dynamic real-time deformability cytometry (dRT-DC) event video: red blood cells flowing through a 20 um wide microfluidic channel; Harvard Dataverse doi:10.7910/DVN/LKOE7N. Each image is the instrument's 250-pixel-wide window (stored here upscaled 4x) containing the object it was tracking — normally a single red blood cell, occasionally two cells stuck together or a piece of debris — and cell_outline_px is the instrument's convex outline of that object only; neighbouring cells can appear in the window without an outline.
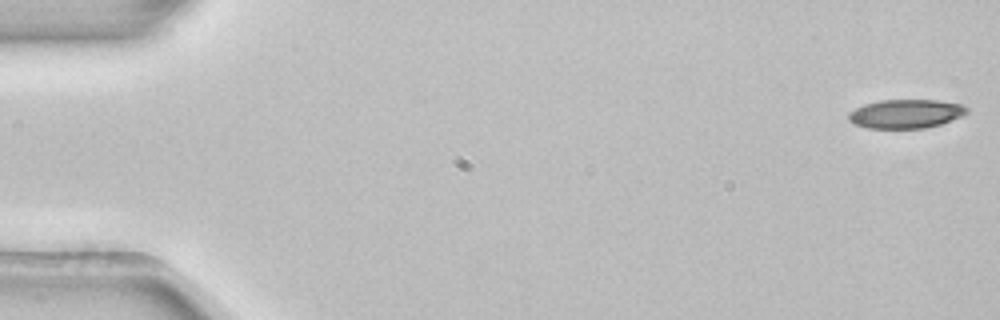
{"species": "common noctule bat (a hibernating species)", "species_latin": "Nyctalus noctula", "temperature_condition": "room temperature", "stored_images_in_passage": 4, "camera_frame_rate_fps": 3000, "um_per_image_px": 0.085, "animal": {"sex": "female", "body_mass_g": 22.7, "forearm_length_mm": 54.2}, "frame": {"image": 1, "passage_image": 1, "time_ms": 0.0, "image_size_px": [1000, 320], "cell_outline_px": [[968, 112], [960, 116], [940, 124], [924, 128], [868, 128], [856, 124], [848, 120], [848, 112], [864, 104], [880, 100], [936, 100], [960, 104], [968, 108]], "centroid_in_image_um": [76.96, 9.67], "position_along_channel_um": 8.0, "area_um2": 19.71}}
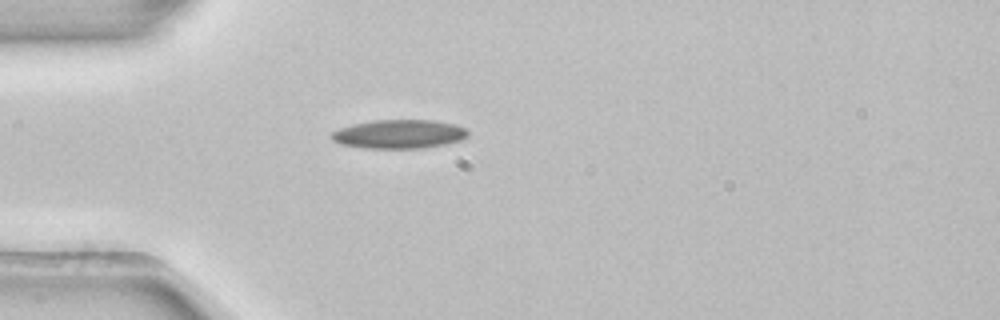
{"frame": {"image": 2, "passage_image": 4, "time_ms": 1.0, "image_size_px": [1000, 320], "cell_outline_px": [[468, 136], [460, 140], [444, 144], [424, 148], [364, 148], [340, 144], [332, 140], [328, 136], [332, 132], [340, 128], [352, 124], [372, 120], [432, 120], [456, 124], [468, 128]], "centroid_in_image_um": [33.91, 11.39], "position_along_channel_um": 51.1, "area_um2": 23.12}}